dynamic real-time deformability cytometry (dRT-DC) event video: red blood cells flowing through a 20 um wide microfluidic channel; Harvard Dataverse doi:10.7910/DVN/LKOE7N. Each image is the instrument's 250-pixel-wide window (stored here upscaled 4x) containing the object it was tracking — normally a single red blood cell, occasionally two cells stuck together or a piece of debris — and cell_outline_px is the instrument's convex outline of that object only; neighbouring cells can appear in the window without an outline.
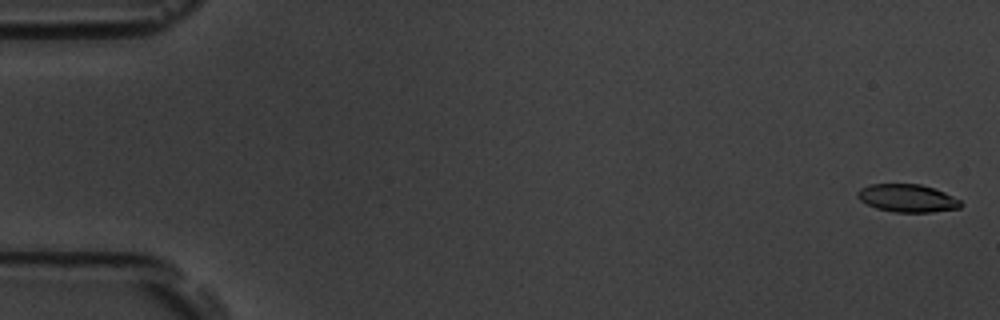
{"species": "common noctule bat (a hibernating species)", "species_latin": "Nyctalus noctula", "temperature_condition": "room temperature", "stored_images_in_passage": 55, "camera_frame_rate_fps": 3000, "um_per_image_px": 0.085, "animal": {"sex": "male", "body_mass_g": 19.5, "forearm_length_mm": 54.6}, "frame": {"image": 1, "passage_image": 2, "time_ms": 0.333, "image_size_px": [1000, 320], "cell_outline_px": [[964, 204], [960, 208], [932, 212], [892, 212], [876, 208], [860, 200], [856, 196], [856, 192], [860, 188], [872, 184], [920, 184], [944, 192], [960, 200]], "centroid_in_image_um": [77.12, 16.85], "position_along_channel_um": 7.9, "area_um2": 16.76}}
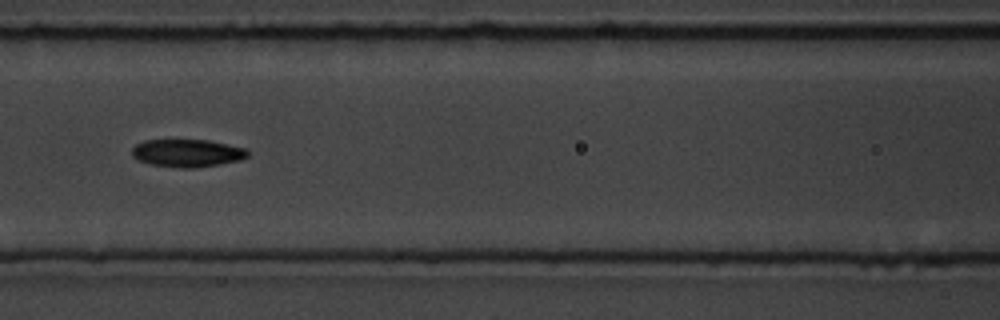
{"frame": {"image": 2, "passage_image": 25, "time_ms": 8.0, "image_size_px": [1000, 320], "cell_outline_px": [[248, 156], [240, 160], [220, 164], [192, 168], [180, 168], [152, 164], [140, 160], [132, 156], [132, 148], [136, 144], [144, 140], [208, 140], [248, 148]], "centroid_in_image_um": [15.94, 13.0], "position_along_channel_um": 150.7, "area_um2": 18.67}}
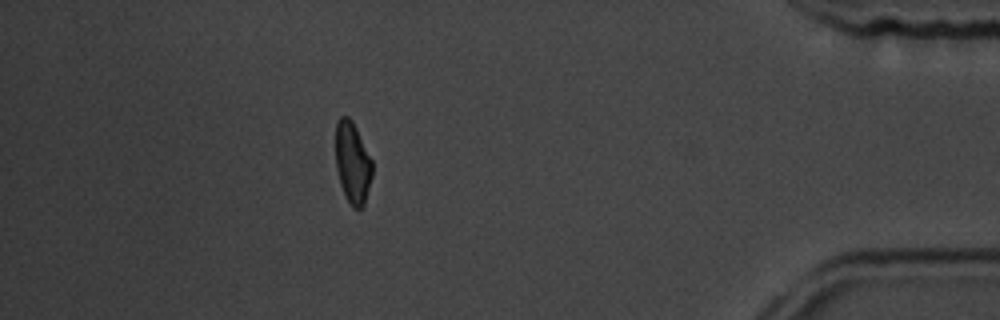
{"frame": {"image": 3, "passage_image": 49, "time_ms": 16.0, "image_size_px": [1000, 320], "cell_outline_px": [[372, 176], [364, 204], [360, 208], [352, 208], [340, 184], [336, 168], [336, 124], [340, 116], [348, 116], [352, 120], [372, 160]], "centroid_in_image_um": [29.96, 13.82], "position_along_channel_um": 405.2, "area_um2": 17.22}, "authors_computed_cell_mechanics": {"area_um2": 18.2648, "velocity_mm_per_s": 3.7856, "shape_relaxation_time_tau1_ms": 5.1665, "shape_relaxation_time_tau2_ms": 4.3326, "deformation_change_tau1": 0.1531, "deformation_change_tau2": 0.1034}}